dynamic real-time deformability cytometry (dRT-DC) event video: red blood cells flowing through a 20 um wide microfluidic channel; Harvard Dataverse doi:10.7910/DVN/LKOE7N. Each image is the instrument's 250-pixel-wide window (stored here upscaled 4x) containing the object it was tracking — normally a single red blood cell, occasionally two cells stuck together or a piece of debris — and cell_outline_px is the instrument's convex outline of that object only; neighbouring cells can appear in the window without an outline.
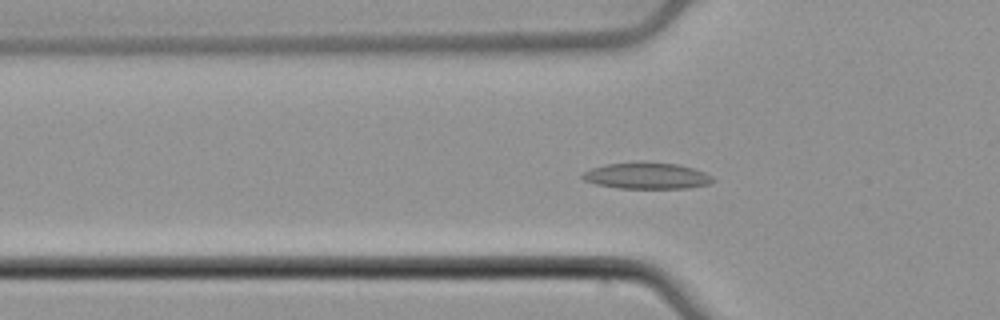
{"species": "common noctule bat (a hibernating species)", "species_latin": "Nyctalus noctula", "temperature_condition": "cold", "stored_images_in_passage": 55, "camera_frame_rate_fps": 3000, "um_per_image_px": 0.085, "animal": {"sex": "male", "body_mass_g": 21.5, "forearm_length_mm": 52.0}, "frame": {"image": 1, "passage_image": 19, "time_ms": 6.0, "image_size_px": [1000, 320], "cell_outline_px": [[716, 180], [708, 184], [688, 188], [616, 188], [596, 184], [584, 180], [580, 176], [584, 172], [592, 168], [608, 164], [676, 164], [692, 168], [704, 172], [712, 176]], "centroid_in_image_um": [54.99, 14.98], "position_along_channel_um": 70.8, "area_um2": 19.25}}
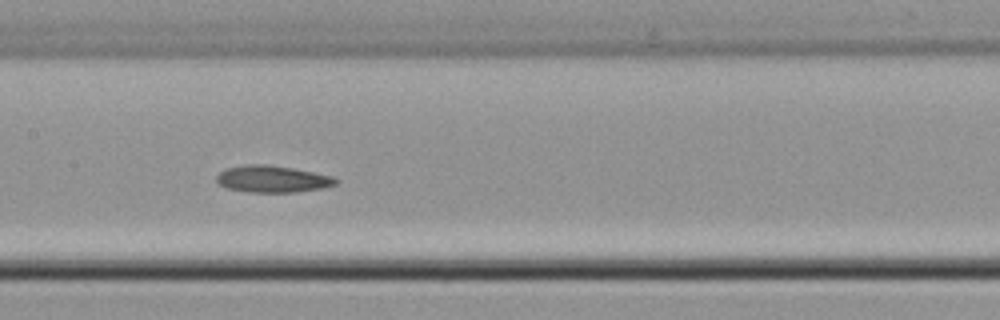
{"frame": {"image": 2, "passage_image": 28, "time_ms": 9.0, "image_size_px": [1000, 320], "cell_outline_px": [[340, 180], [336, 184], [324, 188], [296, 192], [248, 192], [228, 188], [220, 184], [216, 180], [216, 176], [224, 168], [248, 164], [264, 164], [292, 168], [332, 176]], "centroid_in_image_um": [23.16, 15.21], "position_along_channel_um": 184.2, "area_um2": 18.61}}
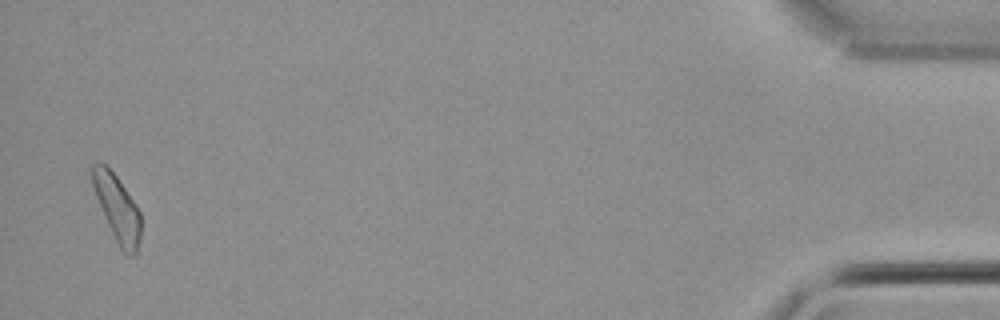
{"frame": {"image": 3, "passage_image": 54, "time_ms": 17.667, "image_size_px": [1000, 320], "cell_outline_px": [[140, 240], [136, 252], [132, 256], [128, 256], [120, 248], [108, 224], [96, 196], [88, 172], [88, 168], [92, 164], [100, 160], [116, 176], [136, 204], [140, 212]], "centroid_in_image_um": [9.93, 17.63], "position_along_channel_um": 425.3, "area_um2": 18.67}}